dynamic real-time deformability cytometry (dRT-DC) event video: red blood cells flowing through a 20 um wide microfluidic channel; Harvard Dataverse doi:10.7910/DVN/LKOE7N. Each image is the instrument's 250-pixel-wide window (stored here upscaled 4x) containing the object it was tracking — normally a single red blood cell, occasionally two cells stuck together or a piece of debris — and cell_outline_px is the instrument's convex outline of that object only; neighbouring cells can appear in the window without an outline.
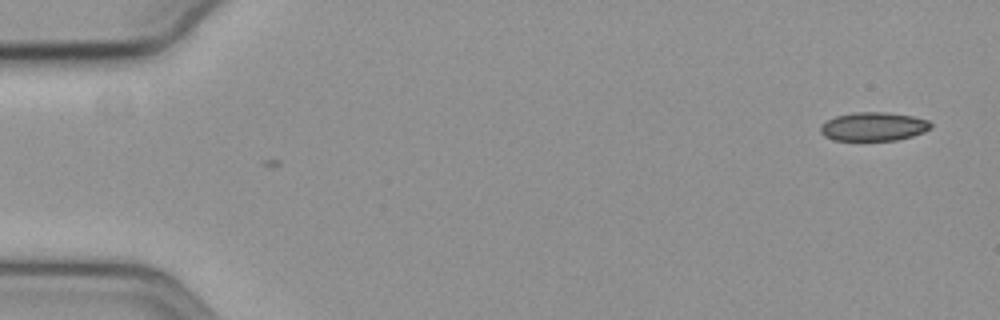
{"species": "common noctule bat (a hibernating species)", "species_latin": "Nyctalus noctula", "temperature_condition": "cold", "stored_images_in_passage": 5, "camera_frame_rate_fps": 3000, "um_per_image_px": 0.085, "animal": {"sex": "female", "body_mass_g": 19.3, "forearm_length_mm": 54.1}, "frame": {"image": 1, "passage_image": 1, "time_ms": 0.0, "image_size_px": [1000, 320], "cell_outline_px": [[932, 128], [924, 132], [912, 136], [896, 140], [832, 140], [824, 136], [820, 132], [820, 124], [836, 116], [856, 112], [884, 112], [912, 116], [928, 120], [932, 124]], "centroid_in_image_um": [74.24, 10.76], "position_along_channel_um": 10.8, "area_um2": 18.44}}